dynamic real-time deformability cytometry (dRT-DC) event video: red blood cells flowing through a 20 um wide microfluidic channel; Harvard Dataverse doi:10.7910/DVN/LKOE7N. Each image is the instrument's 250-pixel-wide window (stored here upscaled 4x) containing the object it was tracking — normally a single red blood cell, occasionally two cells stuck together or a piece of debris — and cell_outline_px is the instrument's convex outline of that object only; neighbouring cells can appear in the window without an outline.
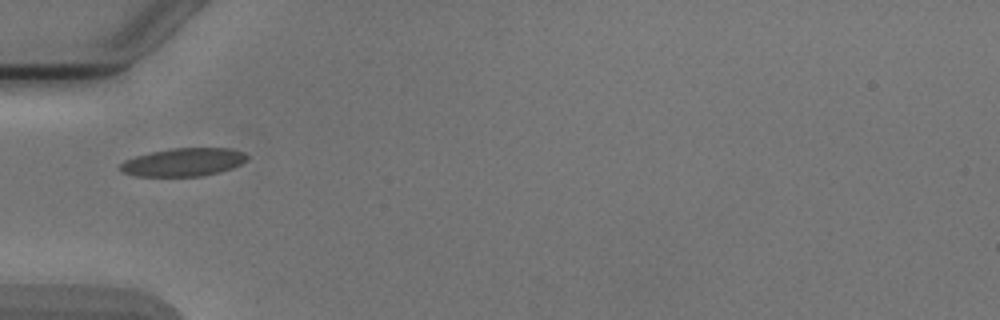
{"species": "Egyptian fruit bat (a non-hibernating species)", "species_latin": "Rousettus aegyptiacus", "temperature_condition": "cold", "stored_images_in_passage": 3, "camera_frame_rate_fps": 3000, "um_per_image_px": 0.085, "animal": {"sex": "male"}, "frame": {"image": 1, "passage_image": 1, "time_ms": 0.0, "image_size_px": [1000, 320], "cell_outline_px": [[248, 160], [232, 168], [200, 176], [136, 176], [124, 172], [120, 168], [120, 164], [124, 160], [136, 156], [152, 152], [172, 148], [232, 148], [244, 152], [248, 156]], "centroid_in_image_um": [15.62, 13.77], "position_along_channel_um": 69.4, "area_um2": 20.63}}
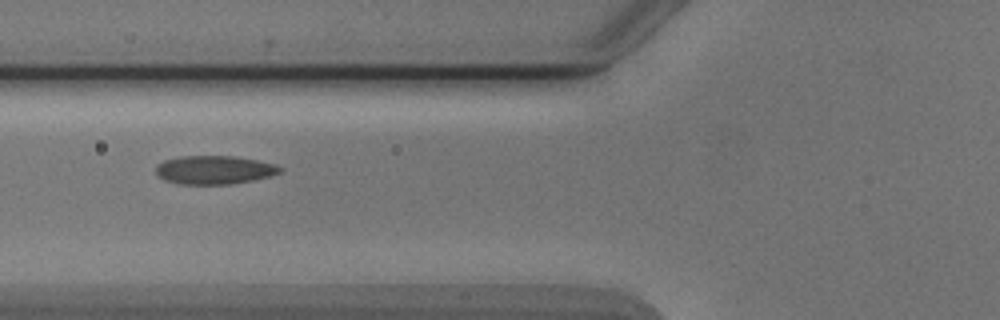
{"frame": {"image": 2, "passage_image": 2, "time_ms": 1.0, "image_size_px": [1000, 320], "cell_outline_px": [[284, 168], [280, 172], [268, 176], [252, 180], [228, 184], [180, 184], [164, 180], [156, 172], [156, 164], [164, 160], [180, 156], [236, 156], [276, 164]], "centroid_in_image_um": [18.2, 14.43], "position_along_channel_um": 107.6, "area_um2": 20.58}}
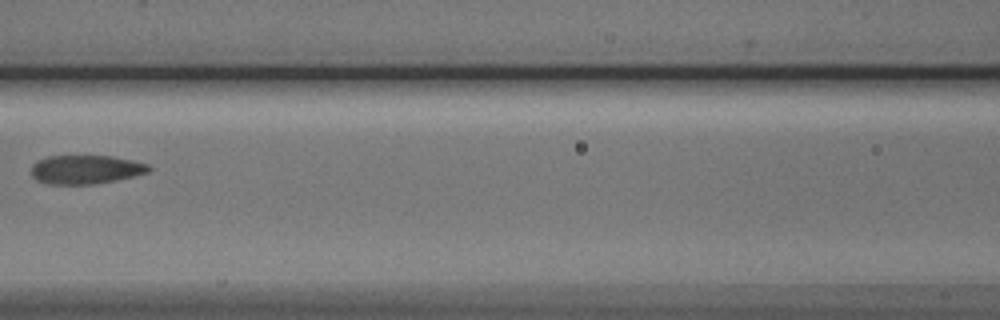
{"frame": {"image": 3, "passage_image": 3, "time_ms": 2.333, "image_size_px": [1000, 320], "cell_outline_px": [[152, 168], [148, 172], [116, 180], [92, 184], [48, 184], [36, 180], [32, 176], [32, 164], [36, 160], [48, 156], [112, 156], [132, 160], [148, 164]], "centroid_in_image_um": [7.26, 14.4], "position_along_channel_um": 159.3, "area_um2": 19.71}}